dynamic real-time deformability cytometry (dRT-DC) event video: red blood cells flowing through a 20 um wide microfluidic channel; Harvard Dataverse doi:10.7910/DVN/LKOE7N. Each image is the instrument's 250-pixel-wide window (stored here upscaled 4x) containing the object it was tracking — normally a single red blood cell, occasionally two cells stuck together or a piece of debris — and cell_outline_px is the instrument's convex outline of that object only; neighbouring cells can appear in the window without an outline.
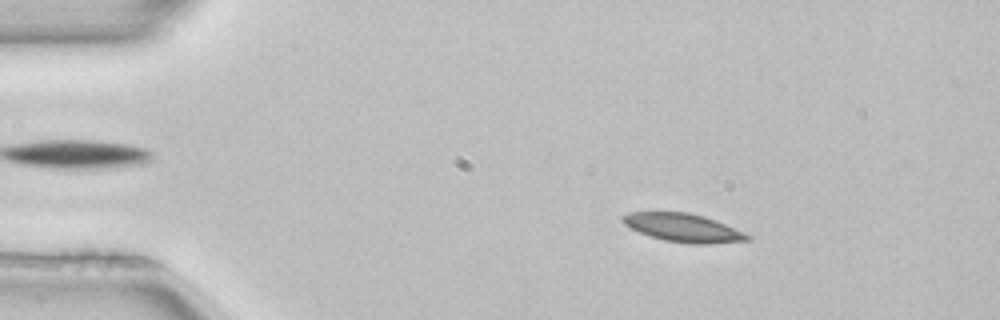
{"species": "common noctule bat (a hibernating species)", "species_latin": "Nyctalus noctula", "temperature_condition": "room temperature", "stored_images_in_passage": 51, "camera_frame_rate_fps": 3000, "um_per_image_px": 0.085, "animal": {"sex": "female", "body_mass_g": 22.7, "forearm_length_mm": 54.2}, "frame": {"image": 1, "passage_image": 8, "time_ms": 2.333, "image_size_px": [1000, 320], "cell_outline_px": [[752, 240], [708, 244], [688, 244], [664, 240], [648, 236], [624, 224], [620, 220], [620, 216], [628, 212], [688, 212], [704, 216], [716, 220], [752, 236]], "centroid_in_image_um": [58.06, 19.36], "position_along_channel_um": 26.9, "area_um2": 20.75}}
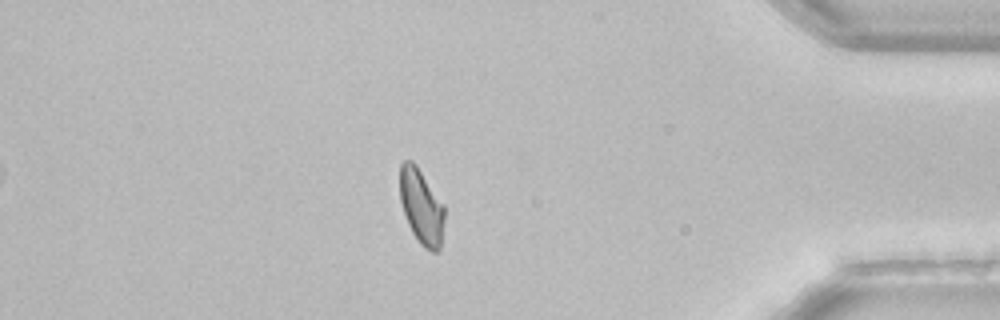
{"frame": {"image": 2, "passage_image": 44, "time_ms": 14.333, "image_size_px": [1000, 320], "cell_outline_px": [[444, 220], [440, 248], [436, 252], [432, 252], [424, 248], [420, 244], [412, 232], [408, 224], [400, 200], [400, 164], [404, 160], [412, 160], [416, 164], [444, 204]], "centroid_in_image_um": [35.82, 17.55], "position_along_channel_um": 399.4, "area_um2": 19.59}, "authors_computed_cell_mechanics": {"area_um2": 20.4034, "velocity_mm_per_s": 3.9818, "shape_relaxation_time_tau1_ms": 7.3986, "shape_relaxation_time_tau2_ms": 10.0196, "deformation_change_tau1": 0.1359, "deformation_change_tau2": 0.1278}}